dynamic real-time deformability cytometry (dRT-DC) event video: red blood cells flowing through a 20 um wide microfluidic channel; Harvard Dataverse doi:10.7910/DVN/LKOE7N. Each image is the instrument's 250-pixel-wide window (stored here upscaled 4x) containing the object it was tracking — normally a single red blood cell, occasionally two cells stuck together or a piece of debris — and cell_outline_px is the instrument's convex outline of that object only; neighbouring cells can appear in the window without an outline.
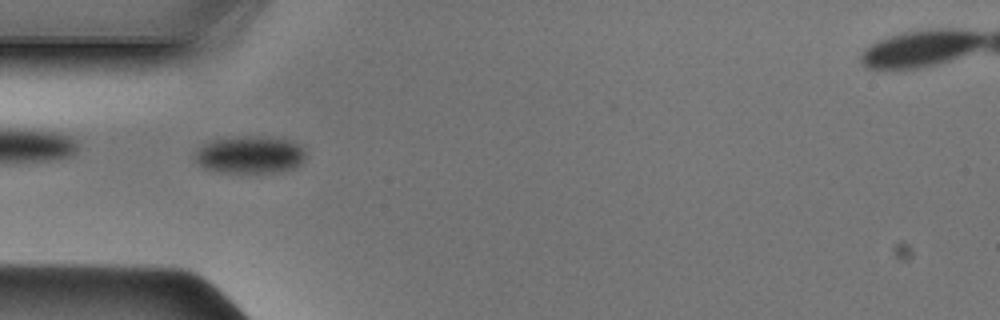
{"species": "Egyptian fruit bat (a non-hibernating species)", "species_latin": "Rousettus aegyptiacus", "temperature_condition": "cold", "stored_images_in_passage": 36, "camera_frame_rate_fps": 3000, "um_per_image_px": 0.085, "animal": {"sex": "male"}, "frame": {"image": 1, "passage_image": 2, "time_ms": 0.333, "image_size_px": [1000, 320], "cell_outline_px": [[304, 160], [300, 164], [292, 168], [276, 172], [228, 172], [204, 168], [196, 160], [196, 152], [204, 144], [212, 140], [232, 136], [260, 136], [288, 140], [296, 144], [304, 152]], "centroid_in_image_um": [21.23, 13.14], "position_along_channel_um": 63.8, "area_um2": 23.64}}
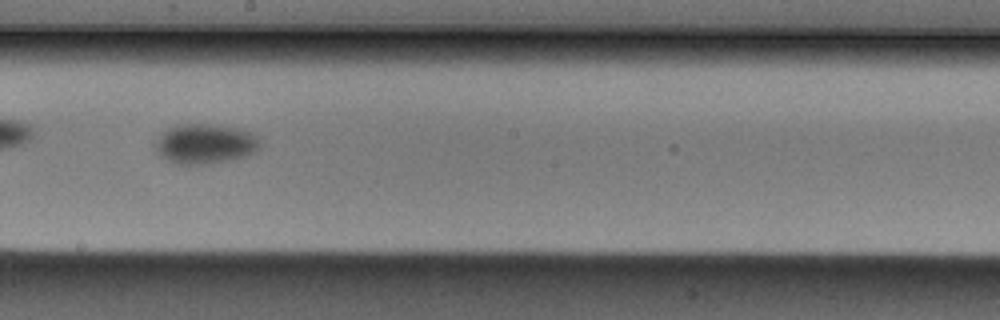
{"frame": {"image": 2, "passage_image": 14, "time_ms": 4.333, "image_size_px": [1000, 320], "cell_outline_px": [[260, 148], [244, 156], [212, 164], [176, 164], [160, 156], [152, 148], [156, 140], [168, 128], [176, 124], [212, 124], [236, 128], [252, 132], [256, 136], [260, 144]], "centroid_in_image_um": [17.39, 12.22], "position_along_channel_um": 230.8, "area_um2": 24.39}}
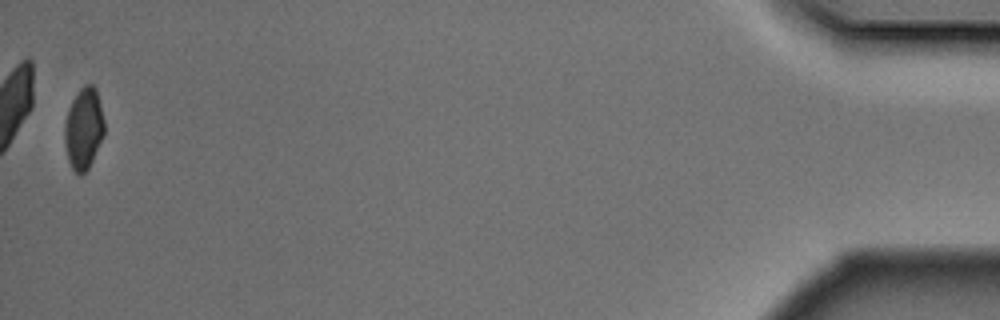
{"frame": {"image": 3, "passage_image": 35, "time_ms": 11.333, "image_size_px": [1000, 320], "cell_outline_px": [[104, 136], [88, 168], [80, 176], [72, 168], [68, 160], [64, 144], [64, 124], [68, 108], [72, 100], [80, 88], [84, 84], [92, 84], [96, 88], [104, 120]], "centroid_in_image_um": [7.1, 10.91], "position_along_channel_um": 428.1, "area_um2": 18.96}}